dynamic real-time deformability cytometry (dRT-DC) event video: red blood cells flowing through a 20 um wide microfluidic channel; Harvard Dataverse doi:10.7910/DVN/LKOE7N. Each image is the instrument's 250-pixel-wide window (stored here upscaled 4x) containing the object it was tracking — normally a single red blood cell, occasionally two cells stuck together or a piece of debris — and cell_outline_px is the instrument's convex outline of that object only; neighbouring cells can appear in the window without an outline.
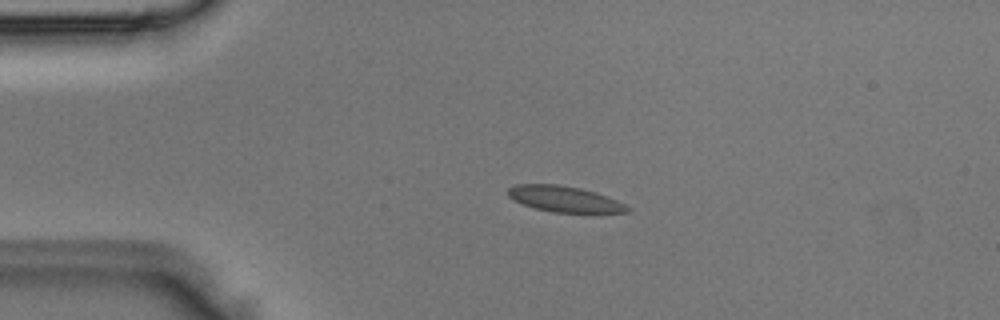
{"species": "Egyptian fruit bat (a non-hibernating species)", "species_latin": "Rousettus aegyptiacus", "temperature_condition": "room temperature", "stored_images_in_passage": 2, "camera_frame_rate_fps": 3000, "um_per_image_px": 0.085, "animal": {"sex": "male"}, "frame": {"image": 1, "passage_image": 2, "time_ms": 0.333, "image_size_px": [1000, 320], "cell_outline_px": [[632, 212], [552, 212], [536, 208], [524, 204], [508, 196], [508, 188], [516, 184], [556, 184], [580, 188], [596, 192], [616, 200], [632, 208]], "centroid_in_image_um": [48.0, 16.91], "position_along_channel_um": 37.0, "area_um2": 17.74}}